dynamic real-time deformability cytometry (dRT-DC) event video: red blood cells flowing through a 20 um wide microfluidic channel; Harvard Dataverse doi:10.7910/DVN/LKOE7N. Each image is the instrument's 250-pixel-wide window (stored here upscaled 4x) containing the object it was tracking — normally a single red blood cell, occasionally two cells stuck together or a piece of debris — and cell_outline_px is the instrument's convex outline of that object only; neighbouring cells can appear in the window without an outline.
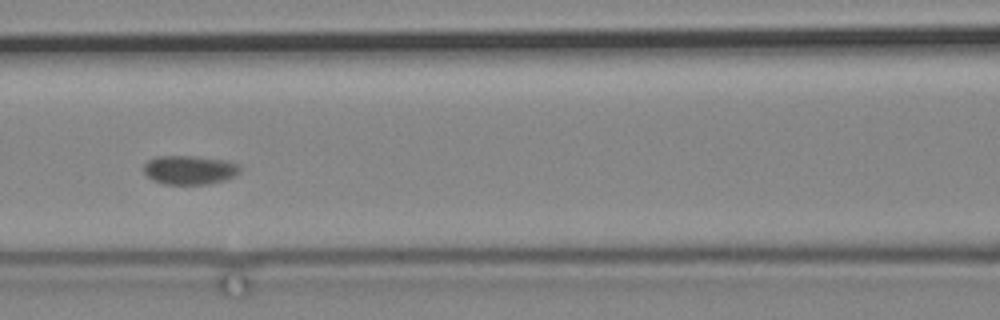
{"species": "common noctule bat (a hibernating species)", "species_latin": "Nyctalus noctula", "temperature_condition": "cold", "stored_images_in_passage": 7, "camera_frame_rate_fps": 3000, "um_per_image_px": 0.085, "animal": {"sex": "male", "body_mass_g": 19.2, "forearm_length_mm": 51.8}, "frame": {"image": 1, "passage_image": 3, "time_ms": 2.333, "image_size_px": [1000, 320], "cell_outline_px": [[240, 172], [224, 180], [208, 184], [164, 184], [152, 180], [144, 172], [144, 164], [148, 160], [156, 156], [192, 156], [220, 160], [240, 164]], "centroid_in_image_um": [16.08, 14.45], "position_along_channel_um": 150.5, "area_um2": 16.07}}
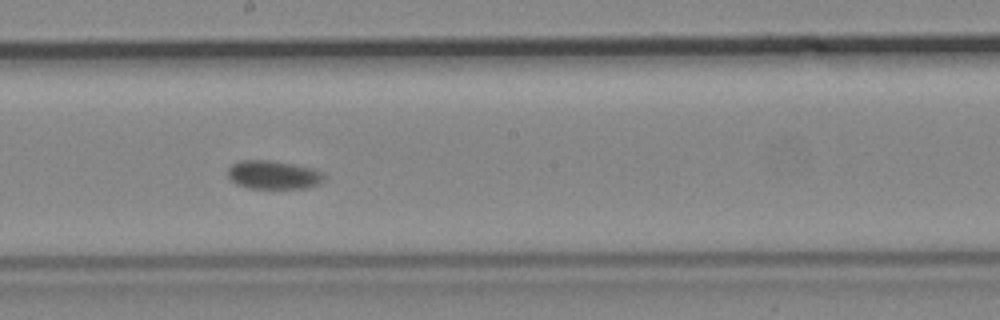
{"frame": {"image": 2, "passage_image": 5, "time_ms": 4.667, "image_size_px": [1000, 320], "cell_outline_px": [[324, 180], [308, 188], [248, 188], [236, 184], [228, 176], [228, 168], [232, 164], [240, 160], [268, 160], [292, 164], [312, 168], [320, 172], [324, 176]], "centroid_in_image_um": [23.2, 14.86], "position_along_channel_um": 225.0, "area_um2": 15.84}}
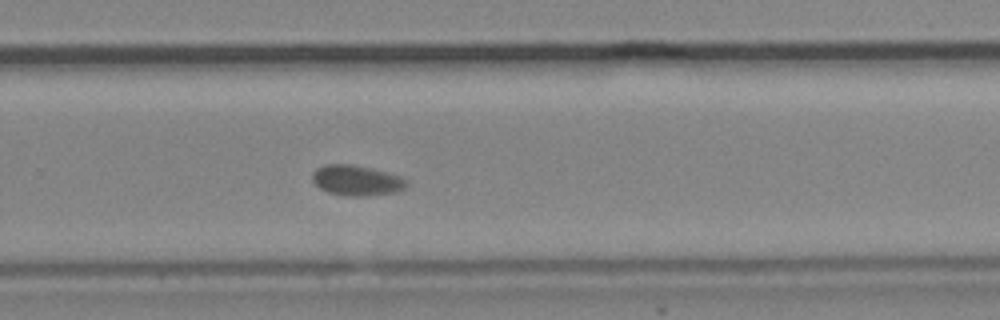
{"frame": {"image": 3, "passage_image": 7, "time_ms": 7.0, "image_size_px": [1000, 320], "cell_outline_px": [[408, 184], [404, 188], [396, 192], [368, 196], [344, 196], [328, 192], [320, 188], [312, 180], [312, 172], [316, 168], [328, 164], [348, 164], [368, 168], [400, 176], [408, 180]], "centroid_in_image_um": [30.3, 15.35], "position_along_channel_um": 299.5, "area_um2": 16.59}}